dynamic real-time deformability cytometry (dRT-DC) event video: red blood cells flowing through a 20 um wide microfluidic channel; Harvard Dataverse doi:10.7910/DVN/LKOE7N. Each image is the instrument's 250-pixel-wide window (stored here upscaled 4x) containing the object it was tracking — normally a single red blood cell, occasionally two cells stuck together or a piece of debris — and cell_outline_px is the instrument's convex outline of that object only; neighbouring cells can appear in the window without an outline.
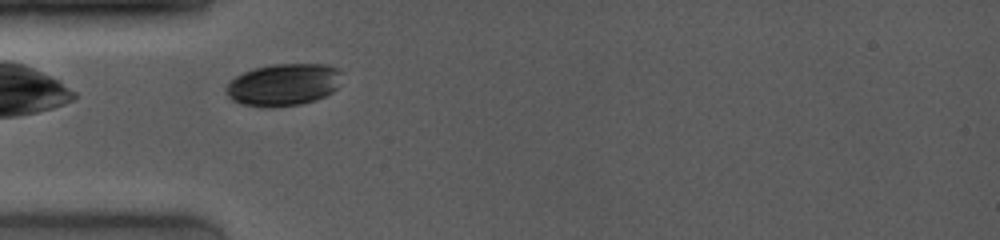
{"species": "common noctule bat (a hibernating species)", "species_latin": "Nyctalus noctula", "temperature_condition": "room temperature", "stored_images_in_passage": 7, "camera_frame_rate_fps": 4000, "um_per_image_px": 0.085, "animal": {"sex": "female", "body_mass_g": 19.0, "forearm_length_mm": 53.3}, "frame": {"image": 1, "passage_image": 2, "time_ms": 0.5, "image_size_px": [1000, 240], "cell_outline_px": [[344, 72], [336, 88], [332, 92], [316, 100], [300, 104], [272, 108], [264, 108], [240, 104], [232, 100], [228, 96], [224, 88], [236, 76], [244, 72], [256, 68], [276, 64], [328, 64]], "centroid_in_image_um": [24.1, 7.21], "position_along_channel_um": 60.9, "area_um2": 28.67}}